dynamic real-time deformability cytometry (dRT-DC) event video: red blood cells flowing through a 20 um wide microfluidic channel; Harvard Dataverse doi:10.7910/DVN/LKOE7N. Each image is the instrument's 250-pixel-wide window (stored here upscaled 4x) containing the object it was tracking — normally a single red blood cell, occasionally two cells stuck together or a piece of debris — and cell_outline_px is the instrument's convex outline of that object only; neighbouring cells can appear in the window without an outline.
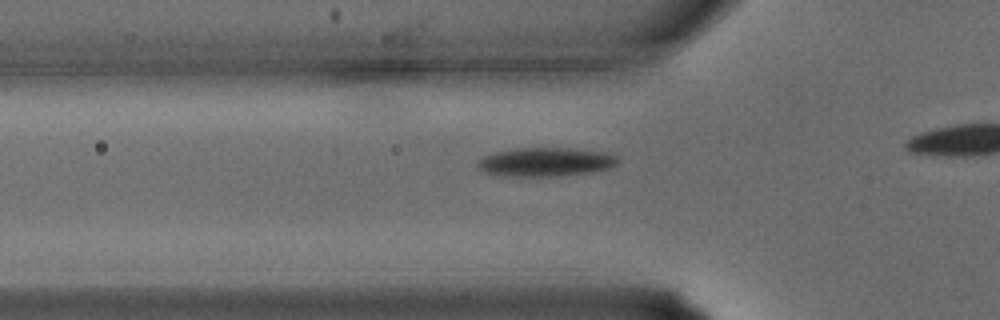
{"species": "common noctule bat (a hibernating species)", "species_latin": "Nyctalus noctula", "temperature_condition": "warm", "stored_images_in_passage": 20, "camera_frame_rate_fps": 3000, "um_per_image_px": 0.085, "animal": {"sex": "male", "body_mass_g": 15.6}, "frame": {"image": 1, "passage_image": 3, "time_ms": 0.667, "image_size_px": [1000, 320], "cell_outline_px": [[620, 160], [616, 164], [608, 168], [592, 172], [560, 176], [504, 176], [488, 172], [480, 168], [476, 164], [484, 156], [496, 152], [516, 148], [568, 148], [600, 152], [616, 156]], "centroid_in_image_um": [46.39, 13.77], "position_along_channel_um": 79.4, "area_um2": 23.18}}
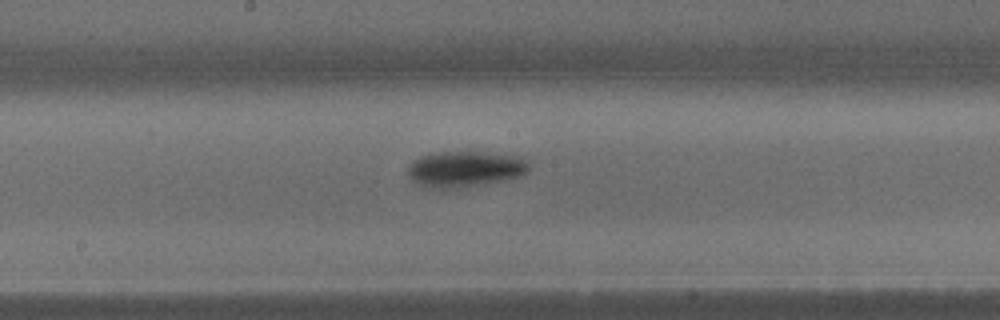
{"frame": {"image": 2, "passage_image": 10, "time_ms": 3.0, "image_size_px": [1000, 320], "cell_outline_px": [[532, 164], [528, 172], [524, 176], [484, 184], [452, 188], [432, 188], [420, 184], [412, 180], [408, 176], [408, 168], [420, 156], [440, 152], [484, 152], [520, 156], [528, 160]], "centroid_in_image_um": [39.63, 14.36], "position_along_channel_um": 208.6, "area_um2": 25.37}}
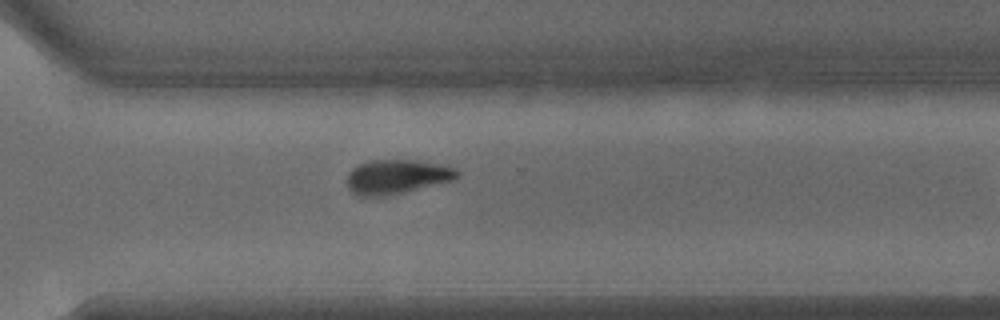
{"frame": {"image": 3, "passage_image": 17, "time_ms": 5.333, "image_size_px": [1000, 320], "cell_outline_px": [[460, 172], [456, 180], [404, 192], [384, 196], [360, 196], [352, 192], [348, 188], [348, 172], [352, 168], [360, 164], [372, 160], [416, 160], [440, 164], [456, 168]], "centroid_in_image_um": [33.77, 15.02], "position_along_channel_um": 336.8, "area_um2": 22.08}}